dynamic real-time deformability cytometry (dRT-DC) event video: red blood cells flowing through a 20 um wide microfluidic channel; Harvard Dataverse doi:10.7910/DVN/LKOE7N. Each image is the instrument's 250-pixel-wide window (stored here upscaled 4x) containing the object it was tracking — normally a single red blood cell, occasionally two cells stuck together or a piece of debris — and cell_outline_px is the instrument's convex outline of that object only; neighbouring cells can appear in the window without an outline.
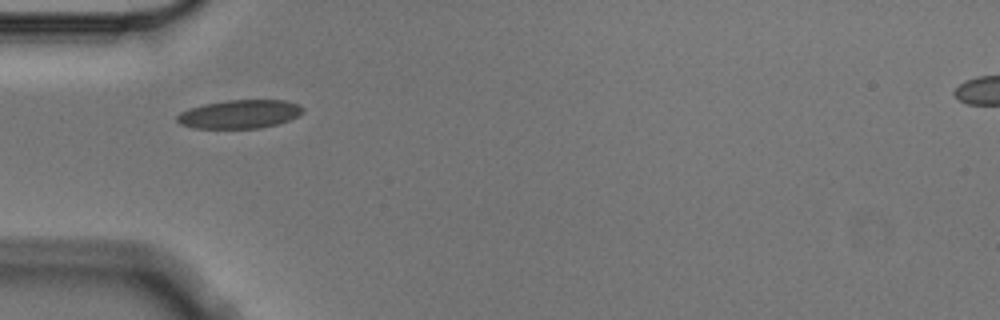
{"species": "Egyptian fruit bat (a non-hibernating species)", "species_latin": "Rousettus aegyptiacus", "temperature_condition": "cold", "stored_images_in_passage": 2, "camera_frame_rate_fps": 3000, "um_per_image_px": 0.085, "animal": {"sex": "male"}, "frame": {"image": 1, "passage_image": 1, "time_ms": 0.0, "image_size_px": [1000, 320], "cell_outline_px": [[304, 112], [300, 116], [276, 124], [260, 128], [192, 128], [180, 124], [176, 120], [176, 116], [180, 112], [204, 104], [228, 100], [284, 100], [300, 104], [304, 108]], "centroid_in_image_um": [20.4, 9.7], "position_along_channel_um": 64.6, "area_um2": 20.98}}
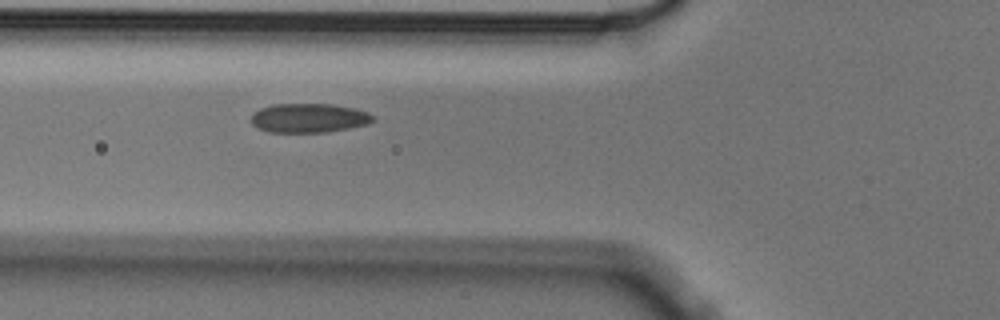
{"frame": {"image": 2, "passage_image": 2, "time_ms": 0.333, "image_size_px": [1000, 320], "cell_outline_px": [[376, 120], [368, 124], [328, 132], [268, 132], [256, 128], [252, 124], [252, 112], [260, 108], [272, 104], [332, 104], [356, 108], [368, 112], [376, 116]], "centroid_in_image_um": [26.27, 10.03], "position_along_channel_um": 99.5, "area_um2": 21.04}}